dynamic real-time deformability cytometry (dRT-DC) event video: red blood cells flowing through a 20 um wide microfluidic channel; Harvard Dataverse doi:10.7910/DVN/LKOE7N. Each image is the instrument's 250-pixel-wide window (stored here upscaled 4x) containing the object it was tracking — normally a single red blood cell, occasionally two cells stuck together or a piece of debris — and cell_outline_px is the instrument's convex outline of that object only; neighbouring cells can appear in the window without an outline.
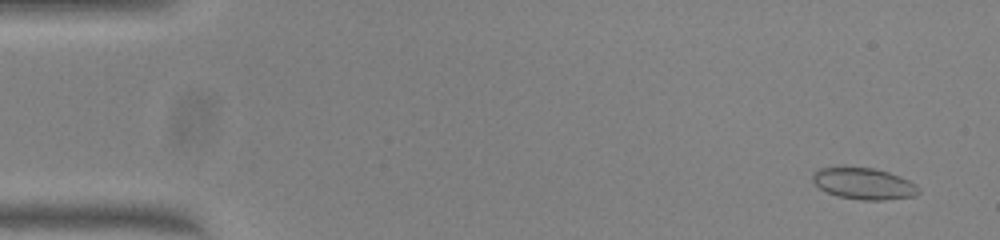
{"species": "common noctule bat (a hibernating species)", "species_latin": "Nyctalus noctula", "temperature_condition": "warm", "stored_images_in_passage": 51, "camera_frame_rate_fps": 3000, "um_per_image_px": 0.085, "animal": {"sex": "female", "body_mass_g": 23.0, "forearm_length_mm": 53.4}, "frame": {"image": 1, "passage_image": 3, "time_ms": 0.667, "image_size_px": [1000, 240], "cell_outline_px": [[920, 192], [916, 196], [884, 200], [860, 200], [836, 196], [820, 188], [812, 180], [812, 172], [820, 168], [844, 164], [872, 168], [888, 172], [900, 176], [916, 184], [920, 188]], "centroid_in_image_um": [73.39, 15.57], "position_along_channel_um": 11.6, "area_um2": 20.11}}
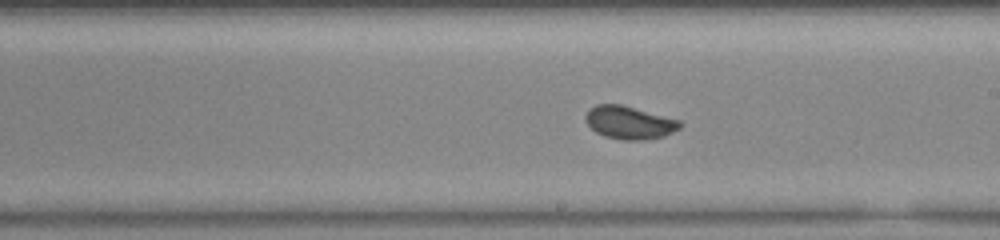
{"frame": {"image": 2, "passage_image": 29, "time_ms": 9.333, "image_size_px": [1000, 240], "cell_outline_px": [[684, 124], [680, 128], [664, 136], [644, 140], [624, 140], [604, 136], [596, 132], [588, 124], [584, 116], [588, 108], [596, 104], [620, 104], [680, 120]], "centroid_in_image_um": [53.49, 10.41], "position_along_channel_um": 235.5, "area_um2": 18.15}}
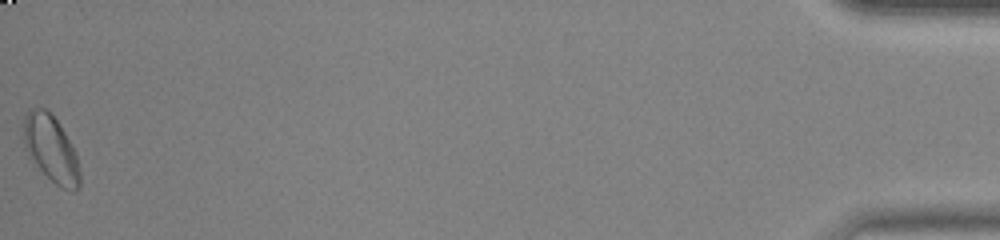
{"frame": {"image": 3, "passage_image": 51, "time_ms": 16.667, "image_size_px": [1000, 240], "cell_outline_px": [[80, 184], [76, 192], [72, 192], [60, 188], [36, 164], [24, 144], [24, 120], [28, 108], [44, 108], [56, 120], [64, 132], [76, 152], [80, 172]], "centroid_in_image_um": [4.38, 12.67], "position_along_channel_um": 430.8, "area_um2": 21.39}, "authors_computed_cell_mechanics": {"area_um2": 18.3804, "velocity_mm_per_s": 4.0369, "shape_relaxation_time_tau1_ms": 7.7922, "shape_relaxation_time_tau2_ms": 0.5804, "deformation_change_tau1": 0.1357, "deformation_change_tau2": 0.0333}}